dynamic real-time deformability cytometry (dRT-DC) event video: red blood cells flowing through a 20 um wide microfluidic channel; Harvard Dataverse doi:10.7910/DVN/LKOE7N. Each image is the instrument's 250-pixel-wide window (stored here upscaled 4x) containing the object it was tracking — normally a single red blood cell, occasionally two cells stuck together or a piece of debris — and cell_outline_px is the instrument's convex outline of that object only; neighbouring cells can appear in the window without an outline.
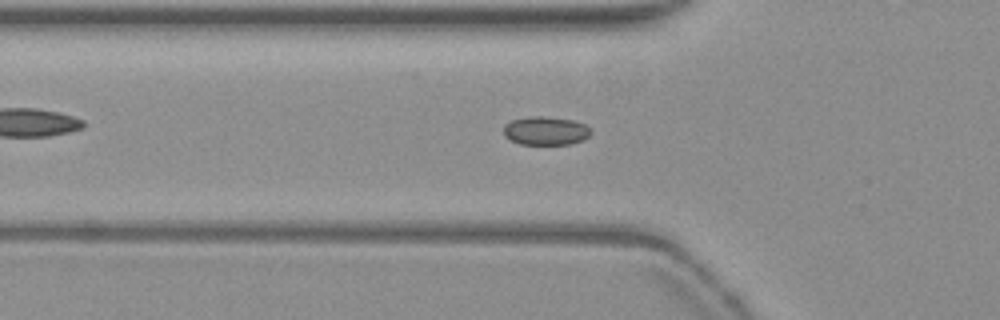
{"species": "common noctule bat (a hibernating species)", "species_latin": "Nyctalus noctula", "temperature_condition": "warm", "stored_images_in_passage": 40, "camera_frame_rate_fps": 3000, "um_per_image_px": 0.085, "animal": {"sex": "female", "body_mass_g": 19.3, "forearm_length_mm": 54.1}, "frame": {"image": 1, "passage_image": 11, "time_ms": 3.333, "image_size_px": [1000, 320], "cell_outline_px": [[592, 132], [584, 140], [572, 144], [520, 144], [504, 136], [504, 124], [512, 120], [532, 116], [544, 116], [572, 120], [584, 124], [592, 128]], "centroid_in_image_um": [46.41, 11.12], "position_along_channel_um": 79.4, "area_um2": 14.57}}
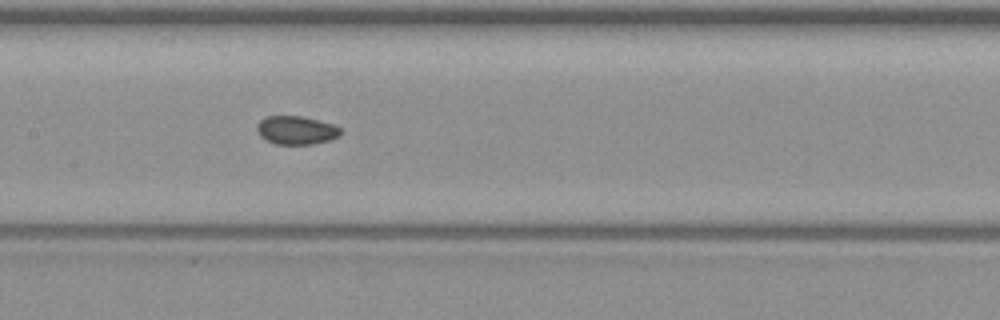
{"frame": {"image": 2, "passage_image": 19, "time_ms": 6.0, "image_size_px": [1000, 320], "cell_outline_px": [[340, 136], [328, 140], [312, 144], [276, 144], [264, 140], [260, 136], [256, 128], [260, 120], [268, 116], [300, 116], [332, 124], [340, 128]], "centroid_in_image_um": [25.15, 11.07], "position_along_channel_um": 182.3, "area_um2": 13.7}}
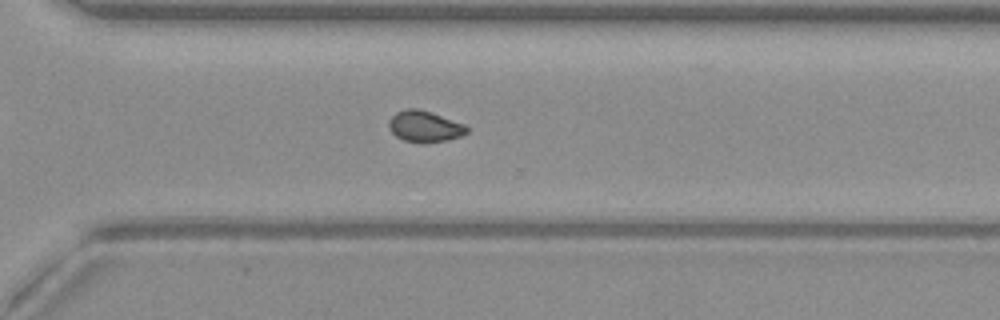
{"frame": {"image": 3, "passage_image": 31, "time_ms": 10.0, "image_size_px": [1000, 320], "cell_outline_px": [[468, 132], [460, 136], [448, 140], [404, 140], [396, 136], [388, 128], [388, 120], [396, 112], [404, 108], [420, 108], [432, 112], [464, 124], [468, 128]], "centroid_in_image_um": [36.07, 10.68], "position_along_channel_um": 334.5, "area_um2": 13.81}}